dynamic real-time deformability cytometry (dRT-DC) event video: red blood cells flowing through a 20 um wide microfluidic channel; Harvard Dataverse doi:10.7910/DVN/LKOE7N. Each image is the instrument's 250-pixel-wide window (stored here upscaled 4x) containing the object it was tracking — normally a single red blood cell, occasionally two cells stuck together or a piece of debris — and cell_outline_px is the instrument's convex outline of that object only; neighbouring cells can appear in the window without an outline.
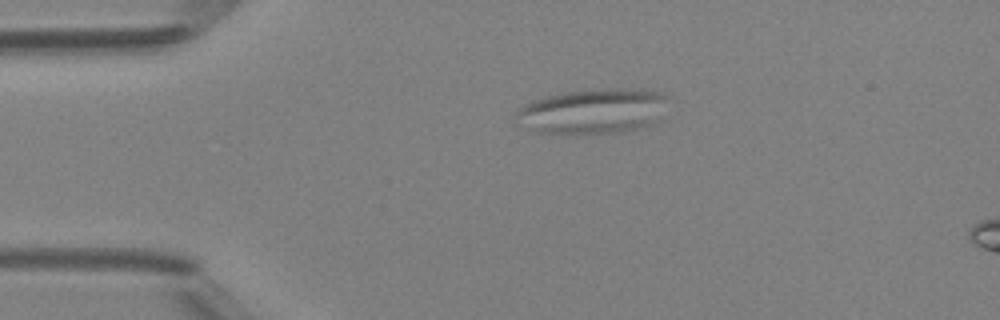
{"species": "Egyptian fruit bat (a non-hibernating species)", "species_latin": "Rousettus aegyptiacus", "temperature_condition": "room temperature", "stored_images_in_passage": 16, "camera_frame_rate_fps": 3000, "um_per_image_px": 0.085, "animal": {"sex": "female"}, "frame": {"image": 1, "passage_image": 11, "time_ms": 3.333, "image_size_px": [1000, 320], "cell_outline_px": [[664, 96], [660, 120], [656, 124], [616, 132], [568, 136], [540, 132], [532, 128], [516, 116], [516, 112], [520, 108], [532, 100], [564, 92], [624, 88], [640, 88], [656, 92]], "centroid_in_image_um": [50.41, 9.48], "position_along_channel_um": 34.6, "area_um2": 39.42}}